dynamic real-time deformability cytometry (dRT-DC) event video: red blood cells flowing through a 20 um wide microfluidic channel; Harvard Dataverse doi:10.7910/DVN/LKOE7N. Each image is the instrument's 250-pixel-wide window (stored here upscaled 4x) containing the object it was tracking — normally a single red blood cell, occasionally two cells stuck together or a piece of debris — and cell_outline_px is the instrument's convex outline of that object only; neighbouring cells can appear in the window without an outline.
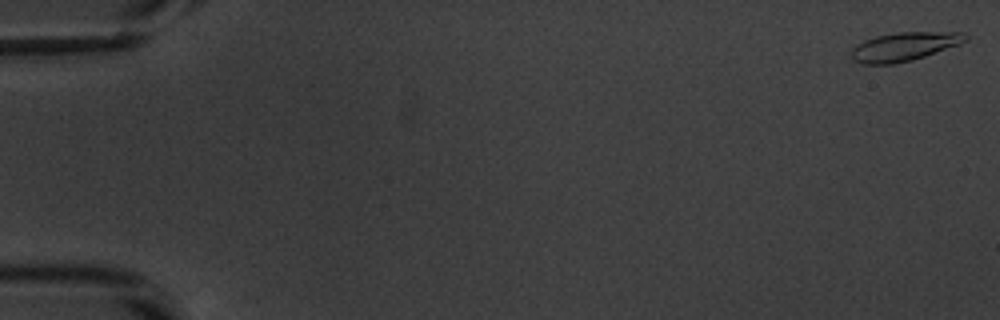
{"species": "common noctule bat (a hibernating species)", "species_latin": "Nyctalus noctula", "temperature_condition": "warm", "stored_images_in_passage": 54, "camera_frame_rate_fps": 3000, "um_per_image_px": 0.085, "animal": {"sex": "male", "body_mass_g": 20.1, "forearm_length_mm": 53.5}, "frame": {"image": 1, "passage_image": 1, "time_ms": 0.0, "image_size_px": [1000, 320], "cell_outline_px": [[968, 40], [960, 44], [912, 60], [892, 64], [860, 64], [852, 60], [848, 56], [848, 52], [856, 44], [864, 40], [876, 36], [900, 32], [964, 32], [968, 36]], "centroid_in_image_um": [76.79, 3.96], "position_along_channel_um": 8.2, "area_um2": 19.31}}
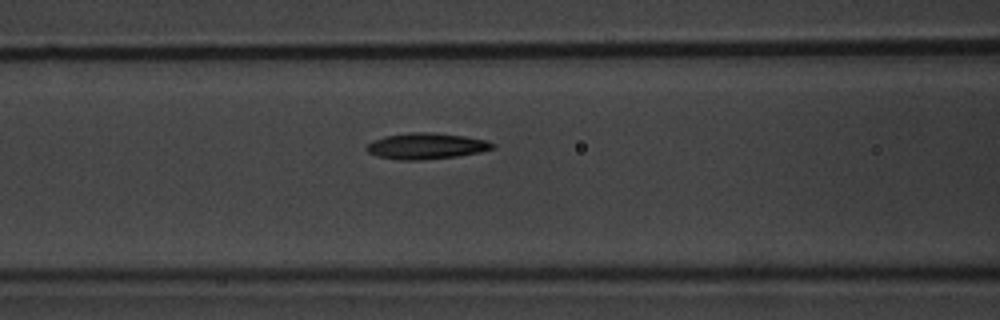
{"frame": {"image": 2, "passage_image": 23, "time_ms": 7.333, "image_size_px": [1000, 320], "cell_outline_px": [[496, 148], [480, 152], [456, 156], [416, 160], [400, 160], [376, 156], [368, 152], [364, 148], [372, 140], [384, 136], [412, 132], [428, 132], [464, 136], [488, 140], [496, 144]], "centroid_in_image_um": [36.23, 12.41], "position_along_channel_um": 130.4, "area_um2": 19.19}}
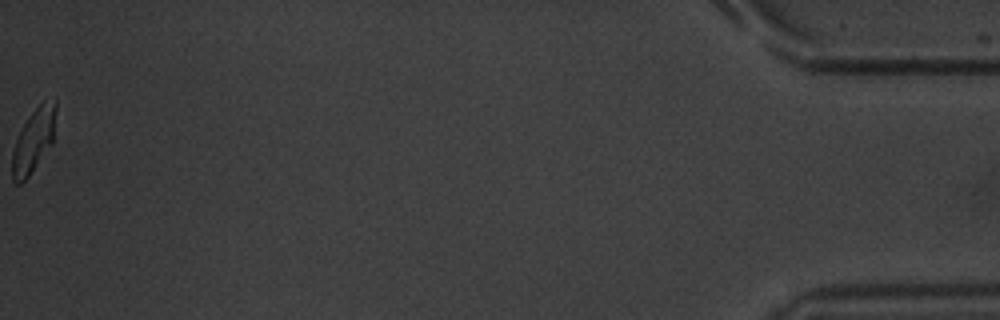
{"frame": {"image": 3, "passage_image": 54, "time_ms": 17.667, "image_size_px": [1000, 320], "cell_outline_px": [[56, 108], [52, 144], [28, 176], [20, 184], [16, 184], [12, 180], [12, 152], [16, 140], [28, 116], [44, 100], [56, 96]], "centroid_in_image_um": [2.86, 11.9], "position_along_channel_um": 432.3, "area_um2": 16.07}, "authors_computed_cell_mechanics": {"area_um2": 18.3226, "velocity_mm_per_s": 3.8362, "shape_relaxation_time_tau1_ms": 2.5896, "shape_relaxation_time_tau2_ms": 3.167, "deformation_change_tau1": 0.1735, "deformation_change_tau2": 0.1038}}